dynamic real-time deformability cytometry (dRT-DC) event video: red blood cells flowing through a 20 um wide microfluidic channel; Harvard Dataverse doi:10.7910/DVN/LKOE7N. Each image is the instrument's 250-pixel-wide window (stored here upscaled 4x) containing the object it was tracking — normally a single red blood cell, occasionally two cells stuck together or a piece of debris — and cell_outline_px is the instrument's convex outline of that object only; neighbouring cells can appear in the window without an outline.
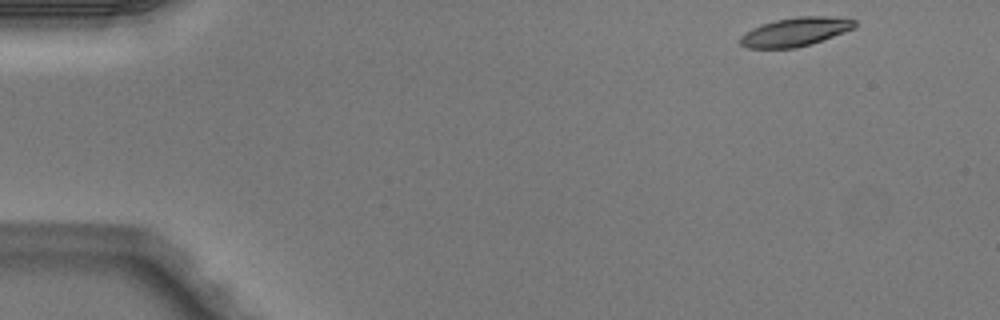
{"species": "Egyptian fruit bat (a non-hibernating species)", "species_latin": "Rousettus aegyptiacus", "temperature_condition": "warm", "stored_images_in_passage": 47, "camera_frame_rate_fps": 3000, "um_per_image_px": 0.085, "animal": {"sex": "male"}, "frame": {"image": 1, "passage_image": 1, "time_ms": 0.0, "image_size_px": [1000, 320], "cell_outline_px": [[856, 28], [812, 44], [796, 48], [748, 48], [740, 44], [740, 36], [752, 28], [760, 24], [776, 20], [800, 16], [824, 16], [856, 20]], "centroid_in_image_um": [67.61, 2.71], "position_along_channel_um": 17.4, "area_um2": 19.19}}
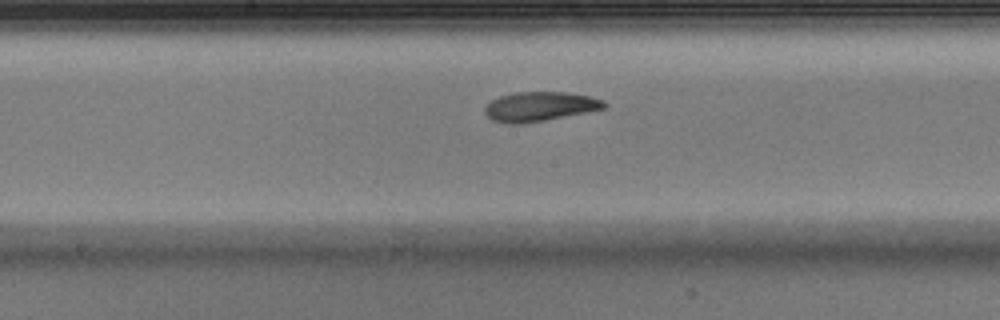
{"frame": {"image": 2, "passage_image": 23, "time_ms": 7.333, "image_size_px": [1000, 320], "cell_outline_px": [[608, 104], [604, 108], [544, 120], [520, 124], [508, 124], [492, 120], [484, 112], [484, 108], [492, 100], [500, 96], [516, 92], [564, 92], [588, 96], [604, 100]], "centroid_in_image_um": [45.85, 9.05], "position_along_channel_um": 202.4, "area_um2": 20.17}}
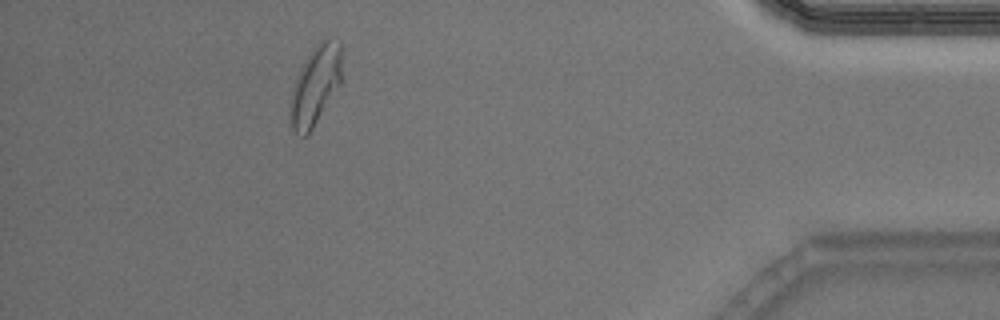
{"frame": {"image": 3, "passage_image": 42, "time_ms": 13.667, "image_size_px": [1000, 320], "cell_outline_px": [[340, 84], [312, 128], [304, 136], [300, 136], [292, 128], [292, 92], [300, 68], [312, 48], [320, 40], [328, 36], [340, 40]], "centroid_in_image_um": [26.84, 7.16], "position_along_channel_um": 408.4, "area_um2": 22.95}, "authors_computed_cell_mechanics": {"area_um2": 20.7502, "velocity_mm_per_s": 4.0253, "shape_relaxation_time_tau1_ms": 4.0762, "shape_relaxation_time_tau2_ms": 3.2102, "deformation_change_tau1": 0.1803, "deformation_change_tau2": 0.0941}}